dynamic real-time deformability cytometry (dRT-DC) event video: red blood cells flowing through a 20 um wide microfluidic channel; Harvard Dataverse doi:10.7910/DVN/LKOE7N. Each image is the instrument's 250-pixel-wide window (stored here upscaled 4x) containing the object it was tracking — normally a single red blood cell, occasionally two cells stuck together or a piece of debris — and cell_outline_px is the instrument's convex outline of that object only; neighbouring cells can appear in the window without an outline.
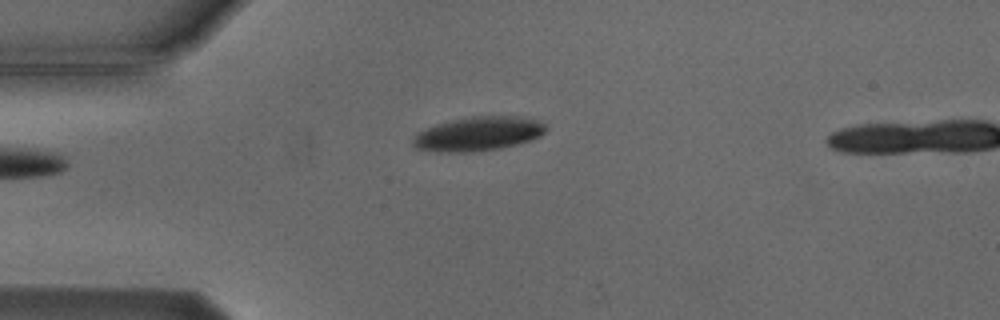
{"species": "Egyptian fruit bat (a non-hibernating species)", "species_latin": "Rousettus aegyptiacus", "temperature_condition": "cold", "stored_images_in_passage": 4, "camera_frame_rate_fps": 3000, "um_per_image_px": 0.085, "animal": {"sex": "male"}, "frame": {"image": 1, "passage_image": 4, "time_ms": 3.667, "image_size_px": [1000, 320], "cell_outline_px": [[548, 128], [540, 136], [532, 140], [500, 148], [472, 152], [436, 152], [416, 148], [412, 144], [412, 140], [416, 132], [436, 124], [452, 120], [472, 116], [516, 116], [540, 120]], "centroid_in_image_um": [40.64, 11.37], "position_along_channel_um": 44.4, "area_um2": 26.59}}